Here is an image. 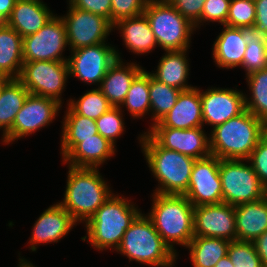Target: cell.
Returning a JSON list of instances; mask_svg holds the SVG:
<instances>
[{"instance_id": "obj_15", "label": "cell", "mask_w": 267, "mask_h": 267, "mask_svg": "<svg viewBox=\"0 0 267 267\" xmlns=\"http://www.w3.org/2000/svg\"><path fill=\"white\" fill-rule=\"evenodd\" d=\"M204 127L176 129L171 127H149L146 131L161 147L202 159L211 155L209 135Z\"/></svg>"}, {"instance_id": "obj_23", "label": "cell", "mask_w": 267, "mask_h": 267, "mask_svg": "<svg viewBox=\"0 0 267 267\" xmlns=\"http://www.w3.org/2000/svg\"><path fill=\"white\" fill-rule=\"evenodd\" d=\"M236 240L253 242L267 230V195L234 206Z\"/></svg>"}, {"instance_id": "obj_33", "label": "cell", "mask_w": 267, "mask_h": 267, "mask_svg": "<svg viewBox=\"0 0 267 267\" xmlns=\"http://www.w3.org/2000/svg\"><path fill=\"white\" fill-rule=\"evenodd\" d=\"M181 90L155 79L149 72L151 126L161 120L174 106Z\"/></svg>"}, {"instance_id": "obj_2", "label": "cell", "mask_w": 267, "mask_h": 267, "mask_svg": "<svg viewBox=\"0 0 267 267\" xmlns=\"http://www.w3.org/2000/svg\"><path fill=\"white\" fill-rule=\"evenodd\" d=\"M139 136L138 140L147 166L159 183L154 193L185 195L196 159L161 147L145 131Z\"/></svg>"}, {"instance_id": "obj_20", "label": "cell", "mask_w": 267, "mask_h": 267, "mask_svg": "<svg viewBox=\"0 0 267 267\" xmlns=\"http://www.w3.org/2000/svg\"><path fill=\"white\" fill-rule=\"evenodd\" d=\"M253 32L244 28L223 27L213 44L212 57L217 67L233 69L242 66L248 37Z\"/></svg>"}, {"instance_id": "obj_38", "label": "cell", "mask_w": 267, "mask_h": 267, "mask_svg": "<svg viewBox=\"0 0 267 267\" xmlns=\"http://www.w3.org/2000/svg\"><path fill=\"white\" fill-rule=\"evenodd\" d=\"M227 255L235 267H263L253 242L230 241Z\"/></svg>"}, {"instance_id": "obj_14", "label": "cell", "mask_w": 267, "mask_h": 267, "mask_svg": "<svg viewBox=\"0 0 267 267\" xmlns=\"http://www.w3.org/2000/svg\"><path fill=\"white\" fill-rule=\"evenodd\" d=\"M219 166L220 159L213 155L195 160L185 193L194 207L223 203Z\"/></svg>"}, {"instance_id": "obj_3", "label": "cell", "mask_w": 267, "mask_h": 267, "mask_svg": "<svg viewBox=\"0 0 267 267\" xmlns=\"http://www.w3.org/2000/svg\"><path fill=\"white\" fill-rule=\"evenodd\" d=\"M266 133L267 125L246 109L211 129V155L219 159L247 160Z\"/></svg>"}, {"instance_id": "obj_1", "label": "cell", "mask_w": 267, "mask_h": 267, "mask_svg": "<svg viewBox=\"0 0 267 267\" xmlns=\"http://www.w3.org/2000/svg\"><path fill=\"white\" fill-rule=\"evenodd\" d=\"M138 207L119 194L111 196L97 209L95 214L84 223L87 236L81 239L94 249L104 251L109 248L116 251L120 246L125 231L142 213Z\"/></svg>"}, {"instance_id": "obj_16", "label": "cell", "mask_w": 267, "mask_h": 267, "mask_svg": "<svg viewBox=\"0 0 267 267\" xmlns=\"http://www.w3.org/2000/svg\"><path fill=\"white\" fill-rule=\"evenodd\" d=\"M203 126L212 129L246 110L245 93L231 88H209L201 91Z\"/></svg>"}, {"instance_id": "obj_40", "label": "cell", "mask_w": 267, "mask_h": 267, "mask_svg": "<svg viewBox=\"0 0 267 267\" xmlns=\"http://www.w3.org/2000/svg\"><path fill=\"white\" fill-rule=\"evenodd\" d=\"M148 0H111V23L144 13Z\"/></svg>"}, {"instance_id": "obj_24", "label": "cell", "mask_w": 267, "mask_h": 267, "mask_svg": "<svg viewBox=\"0 0 267 267\" xmlns=\"http://www.w3.org/2000/svg\"><path fill=\"white\" fill-rule=\"evenodd\" d=\"M54 15L43 1L17 0L6 24L23 38L38 32Z\"/></svg>"}, {"instance_id": "obj_43", "label": "cell", "mask_w": 267, "mask_h": 267, "mask_svg": "<svg viewBox=\"0 0 267 267\" xmlns=\"http://www.w3.org/2000/svg\"><path fill=\"white\" fill-rule=\"evenodd\" d=\"M77 9L101 15L111 22V0H68Z\"/></svg>"}, {"instance_id": "obj_19", "label": "cell", "mask_w": 267, "mask_h": 267, "mask_svg": "<svg viewBox=\"0 0 267 267\" xmlns=\"http://www.w3.org/2000/svg\"><path fill=\"white\" fill-rule=\"evenodd\" d=\"M150 127L176 129L203 127L200 88L194 86L192 89L181 91L175 106L161 120Z\"/></svg>"}, {"instance_id": "obj_49", "label": "cell", "mask_w": 267, "mask_h": 267, "mask_svg": "<svg viewBox=\"0 0 267 267\" xmlns=\"http://www.w3.org/2000/svg\"><path fill=\"white\" fill-rule=\"evenodd\" d=\"M10 78L5 76V75H2L0 74V92L4 86V84L9 80Z\"/></svg>"}, {"instance_id": "obj_10", "label": "cell", "mask_w": 267, "mask_h": 267, "mask_svg": "<svg viewBox=\"0 0 267 267\" xmlns=\"http://www.w3.org/2000/svg\"><path fill=\"white\" fill-rule=\"evenodd\" d=\"M110 45V46H109ZM119 50L113 45L101 43L72 50L68 56L69 76L80 79L85 84H96L98 87L108 68L121 58ZM99 83V84H98Z\"/></svg>"}, {"instance_id": "obj_30", "label": "cell", "mask_w": 267, "mask_h": 267, "mask_svg": "<svg viewBox=\"0 0 267 267\" xmlns=\"http://www.w3.org/2000/svg\"><path fill=\"white\" fill-rule=\"evenodd\" d=\"M230 241L223 238L194 236L186 246L193 267H214L228 254Z\"/></svg>"}, {"instance_id": "obj_46", "label": "cell", "mask_w": 267, "mask_h": 267, "mask_svg": "<svg viewBox=\"0 0 267 267\" xmlns=\"http://www.w3.org/2000/svg\"><path fill=\"white\" fill-rule=\"evenodd\" d=\"M17 0H0V23H6Z\"/></svg>"}, {"instance_id": "obj_5", "label": "cell", "mask_w": 267, "mask_h": 267, "mask_svg": "<svg viewBox=\"0 0 267 267\" xmlns=\"http://www.w3.org/2000/svg\"><path fill=\"white\" fill-rule=\"evenodd\" d=\"M68 167L64 199L58 203L78 224L86 223L113 191L99 168Z\"/></svg>"}, {"instance_id": "obj_45", "label": "cell", "mask_w": 267, "mask_h": 267, "mask_svg": "<svg viewBox=\"0 0 267 267\" xmlns=\"http://www.w3.org/2000/svg\"><path fill=\"white\" fill-rule=\"evenodd\" d=\"M262 266L267 267V230L253 241Z\"/></svg>"}, {"instance_id": "obj_42", "label": "cell", "mask_w": 267, "mask_h": 267, "mask_svg": "<svg viewBox=\"0 0 267 267\" xmlns=\"http://www.w3.org/2000/svg\"><path fill=\"white\" fill-rule=\"evenodd\" d=\"M183 17L195 25L202 15L205 0H167Z\"/></svg>"}, {"instance_id": "obj_41", "label": "cell", "mask_w": 267, "mask_h": 267, "mask_svg": "<svg viewBox=\"0 0 267 267\" xmlns=\"http://www.w3.org/2000/svg\"><path fill=\"white\" fill-rule=\"evenodd\" d=\"M247 161L259 177L261 184L267 189V133L258 141Z\"/></svg>"}, {"instance_id": "obj_44", "label": "cell", "mask_w": 267, "mask_h": 267, "mask_svg": "<svg viewBox=\"0 0 267 267\" xmlns=\"http://www.w3.org/2000/svg\"><path fill=\"white\" fill-rule=\"evenodd\" d=\"M256 18L253 31L267 39V0H254Z\"/></svg>"}, {"instance_id": "obj_4", "label": "cell", "mask_w": 267, "mask_h": 267, "mask_svg": "<svg viewBox=\"0 0 267 267\" xmlns=\"http://www.w3.org/2000/svg\"><path fill=\"white\" fill-rule=\"evenodd\" d=\"M152 208L147 217L164 243L178 255L173 246L186 248L194 237V206L185 195L153 193Z\"/></svg>"}, {"instance_id": "obj_12", "label": "cell", "mask_w": 267, "mask_h": 267, "mask_svg": "<svg viewBox=\"0 0 267 267\" xmlns=\"http://www.w3.org/2000/svg\"><path fill=\"white\" fill-rule=\"evenodd\" d=\"M66 16H61L67 34L68 49L75 50L107 43L113 24L105 17L77 9L68 4Z\"/></svg>"}, {"instance_id": "obj_48", "label": "cell", "mask_w": 267, "mask_h": 267, "mask_svg": "<svg viewBox=\"0 0 267 267\" xmlns=\"http://www.w3.org/2000/svg\"><path fill=\"white\" fill-rule=\"evenodd\" d=\"M19 264H18V267H37L35 265H33L30 261H28L27 259L25 258H21V256L19 255Z\"/></svg>"}, {"instance_id": "obj_26", "label": "cell", "mask_w": 267, "mask_h": 267, "mask_svg": "<svg viewBox=\"0 0 267 267\" xmlns=\"http://www.w3.org/2000/svg\"><path fill=\"white\" fill-rule=\"evenodd\" d=\"M187 52V50L166 51L159 60L156 71L150 74L158 81L181 91L194 88L187 82L190 73Z\"/></svg>"}, {"instance_id": "obj_34", "label": "cell", "mask_w": 267, "mask_h": 267, "mask_svg": "<svg viewBox=\"0 0 267 267\" xmlns=\"http://www.w3.org/2000/svg\"><path fill=\"white\" fill-rule=\"evenodd\" d=\"M67 106L76 114L96 120L113 106L99 88L91 89L78 100L69 99Z\"/></svg>"}, {"instance_id": "obj_8", "label": "cell", "mask_w": 267, "mask_h": 267, "mask_svg": "<svg viewBox=\"0 0 267 267\" xmlns=\"http://www.w3.org/2000/svg\"><path fill=\"white\" fill-rule=\"evenodd\" d=\"M219 174L223 203L237 206L266 196L267 189L247 160L220 159Z\"/></svg>"}, {"instance_id": "obj_27", "label": "cell", "mask_w": 267, "mask_h": 267, "mask_svg": "<svg viewBox=\"0 0 267 267\" xmlns=\"http://www.w3.org/2000/svg\"><path fill=\"white\" fill-rule=\"evenodd\" d=\"M23 38L6 23H0V74L19 78L23 67Z\"/></svg>"}, {"instance_id": "obj_18", "label": "cell", "mask_w": 267, "mask_h": 267, "mask_svg": "<svg viewBox=\"0 0 267 267\" xmlns=\"http://www.w3.org/2000/svg\"><path fill=\"white\" fill-rule=\"evenodd\" d=\"M75 225L77 222L58 202L49 206L35 221L29 249L34 252L38 244L59 242Z\"/></svg>"}, {"instance_id": "obj_37", "label": "cell", "mask_w": 267, "mask_h": 267, "mask_svg": "<svg viewBox=\"0 0 267 267\" xmlns=\"http://www.w3.org/2000/svg\"><path fill=\"white\" fill-rule=\"evenodd\" d=\"M121 107H112L96 119L98 133L116 147L117 138L124 134L125 123Z\"/></svg>"}, {"instance_id": "obj_6", "label": "cell", "mask_w": 267, "mask_h": 267, "mask_svg": "<svg viewBox=\"0 0 267 267\" xmlns=\"http://www.w3.org/2000/svg\"><path fill=\"white\" fill-rule=\"evenodd\" d=\"M116 252L152 267H173L178 257L164 243L147 215L141 213L125 231Z\"/></svg>"}, {"instance_id": "obj_22", "label": "cell", "mask_w": 267, "mask_h": 267, "mask_svg": "<svg viewBox=\"0 0 267 267\" xmlns=\"http://www.w3.org/2000/svg\"><path fill=\"white\" fill-rule=\"evenodd\" d=\"M115 152V146L98 133L92 138L82 139L62 161L72 167L99 168Z\"/></svg>"}, {"instance_id": "obj_35", "label": "cell", "mask_w": 267, "mask_h": 267, "mask_svg": "<svg viewBox=\"0 0 267 267\" xmlns=\"http://www.w3.org/2000/svg\"><path fill=\"white\" fill-rule=\"evenodd\" d=\"M241 67L246 76L267 67V39L254 32L248 37Z\"/></svg>"}, {"instance_id": "obj_39", "label": "cell", "mask_w": 267, "mask_h": 267, "mask_svg": "<svg viewBox=\"0 0 267 267\" xmlns=\"http://www.w3.org/2000/svg\"><path fill=\"white\" fill-rule=\"evenodd\" d=\"M229 4L230 0H205L201 19L194 25L195 29H199L206 22H219L224 26L229 13Z\"/></svg>"}, {"instance_id": "obj_13", "label": "cell", "mask_w": 267, "mask_h": 267, "mask_svg": "<svg viewBox=\"0 0 267 267\" xmlns=\"http://www.w3.org/2000/svg\"><path fill=\"white\" fill-rule=\"evenodd\" d=\"M61 107L54 99L29 94L15 116L12 128L3 136V144L8 145L50 125Z\"/></svg>"}, {"instance_id": "obj_36", "label": "cell", "mask_w": 267, "mask_h": 267, "mask_svg": "<svg viewBox=\"0 0 267 267\" xmlns=\"http://www.w3.org/2000/svg\"><path fill=\"white\" fill-rule=\"evenodd\" d=\"M255 18L254 0H230L225 26L253 31Z\"/></svg>"}, {"instance_id": "obj_31", "label": "cell", "mask_w": 267, "mask_h": 267, "mask_svg": "<svg viewBox=\"0 0 267 267\" xmlns=\"http://www.w3.org/2000/svg\"><path fill=\"white\" fill-rule=\"evenodd\" d=\"M251 96L245 94L246 109L267 125V67L246 76Z\"/></svg>"}, {"instance_id": "obj_47", "label": "cell", "mask_w": 267, "mask_h": 267, "mask_svg": "<svg viewBox=\"0 0 267 267\" xmlns=\"http://www.w3.org/2000/svg\"><path fill=\"white\" fill-rule=\"evenodd\" d=\"M214 267H235L228 255L221 258Z\"/></svg>"}, {"instance_id": "obj_17", "label": "cell", "mask_w": 267, "mask_h": 267, "mask_svg": "<svg viewBox=\"0 0 267 267\" xmlns=\"http://www.w3.org/2000/svg\"><path fill=\"white\" fill-rule=\"evenodd\" d=\"M194 236L236 240L234 206L220 203L194 207Z\"/></svg>"}, {"instance_id": "obj_21", "label": "cell", "mask_w": 267, "mask_h": 267, "mask_svg": "<svg viewBox=\"0 0 267 267\" xmlns=\"http://www.w3.org/2000/svg\"><path fill=\"white\" fill-rule=\"evenodd\" d=\"M144 70L137 63H125L116 59L98 87L113 107H120L124 102L133 80Z\"/></svg>"}, {"instance_id": "obj_50", "label": "cell", "mask_w": 267, "mask_h": 267, "mask_svg": "<svg viewBox=\"0 0 267 267\" xmlns=\"http://www.w3.org/2000/svg\"><path fill=\"white\" fill-rule=\"evenodd\" d=\"M25 1H42V0H25Z\"/></svg>"}, {"instance_id": "obj_7", "label": "cell", "mask_w": 267, "mask_h": 267, "mask_svg": "<svg viewBox=\"0 0 267 267\" xmlns=\"http://www.w3.org/2000/svg\"><path fill=\"white\" fill-rule=\"evenodd\" d=\"M158 47L164 51L190 49L194 25L167 0H148L144 13Z\"/></svg>"}, {"instance_id": "obj_28", "label": "cell", "mask_w": 267, "mask_h": 267, "mask_svg": "<svg viewBox=\"0 0 267 267\" xmlns=\"http://www.w3.org/2000/svg\"><path fill=\"white\" fill-rule=\"evenodd\" d=\"M62 121L61 133V153L62 159L80 142L82 139L92 138L98 134L96 121L74 113L68 106Z\"/></svg>"}, {"instance_id": "obj_25", "label": "cell", "mask_w": 267, "mask_h": 267, "mask_svg": "<svg viewBox=\"0 0 267 267\" xmlns=\"http://www.w3.org/2000/svg\"><path fill=\"white\" fill-rule=\"evenodd\" d=\"M115 28L120 31L126 48L135 54L150 53L158 46L144 14L118 20L113 24V29L116 30Z\"/></svg>"}, {"instance_id": "obj_11", "label": "cell", "mask_w": 267, "mask_h": 267, "mask_svg": "<svg viewBox=\"0 0 267 267\" xmlns=\"http://www.w3.org/2000/svg\"><path fill=\"white\" fill-rule=\"evenodd\" d=\"M68 45L61 16L54 15L38 32L23 37V61H68Z\"/></svg>"}, {"instance_id": "obj_29", "label": "cell", "mask_w": 267, "mask_h": 267, "mask_svg": "<svg viewBox=\"0 0 267 267\" xmlns=\"http://www.w3.org/2000/svg\"><path fill=\"white\" fill-rule=\"evenodd\" d=\"M29 91L18 78H10L0 92V129L2 137L12 128L15 116L24 105Z\"/></svg>"}, {"instance_id": "obj_9", "label": "cell", "mask_w": 267, "mask_h": 267, "mask_svg": "<svg viewBox=\"0 0 267 267\" xmlns=\"http://www.w3.org/2000/svg\"><path fill=\"white\" fill-rule=\"evenodd\" d=\"M68 78L67 61H24L18 79L30 94L54 99L62 105Z\"/></svg>"}, {"instance_id": "obj_32", "label": "cell", "mask_w": 267, "mask_h": 267, "mask_svg": "<svg viewBox=\"0 0 267 267\" xmlns=\"http://www.w3.org/2000/svg\"><path fill=\"white\" fill-rule=\"evenodd\" d=\"M126 107L131 118L137 119L151 114L149 94V72L143 70L132 82L122 107Z\"/></svg>"}]
</instances>
